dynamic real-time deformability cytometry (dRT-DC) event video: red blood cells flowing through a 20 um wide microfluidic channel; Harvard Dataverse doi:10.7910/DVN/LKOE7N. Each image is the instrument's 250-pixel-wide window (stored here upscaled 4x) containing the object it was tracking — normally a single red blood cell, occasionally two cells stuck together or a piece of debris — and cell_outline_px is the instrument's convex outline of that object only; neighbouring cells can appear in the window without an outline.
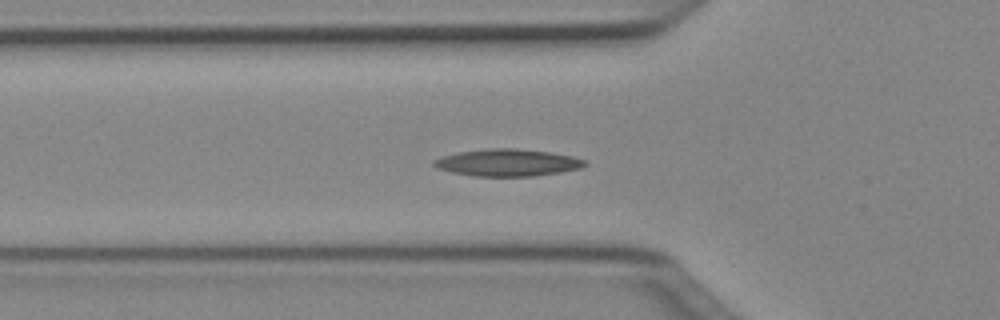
{"species": "Egyptian fruit bat (a non-hibernating species)", "species_latin": "Rousettus aegyptiacus", "temperature_condition": "cold", "stored_images_in_passage": 45, "segment_of_instrument_passage": [1, 2], "camera_frame_rate_fps": 3000, "um_per_image_px": 0.085, "animal": {"sex": "female"}, "frame": {"image": 1, "passage_image": 11, "time_ms": 3.333, "image_size_px": [1000, 320], "cell_outline_px": [[588, 164], [580, 168], [560, 172], [532, 176], [476, 176], [452, 172], [436, 168], [432, 164], [432, 160], [444, 156], [460, 152], [488, 148], [516, 148], [548, 152], [572, 156], [584, 160]], "centroid_in_image_um": [43.12, 13.82], "position_along_channel_um": 82.7, "area_um2": 23.64}}
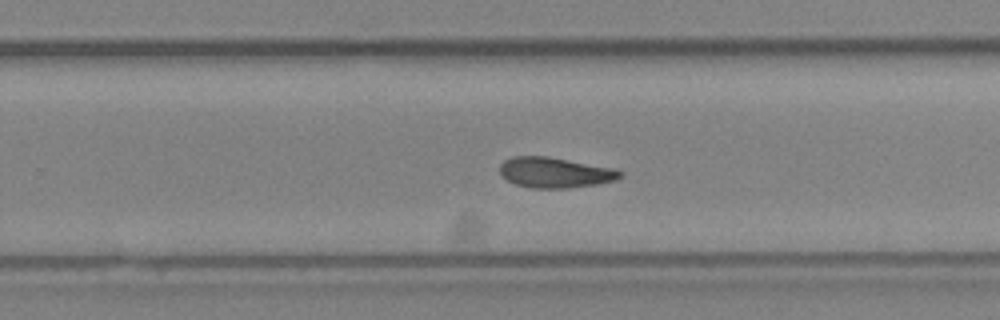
{"frame": {"image": 2, "passage_image": 26, "time_ms": 8.333, "image_size_px": [1000, 320], "cell_outline_px": [[624, 172], [616, 180], [600, 184], [568, 188], [532, 188], [516, 184], [500, 176], [500, 164], [504, 160], [512, 156], [548, 156], [616, 168]], "centroid_in_image_um": [47.19, 14.66], "position_along_channel_um": 282.6, "area_um2": 21.62}}
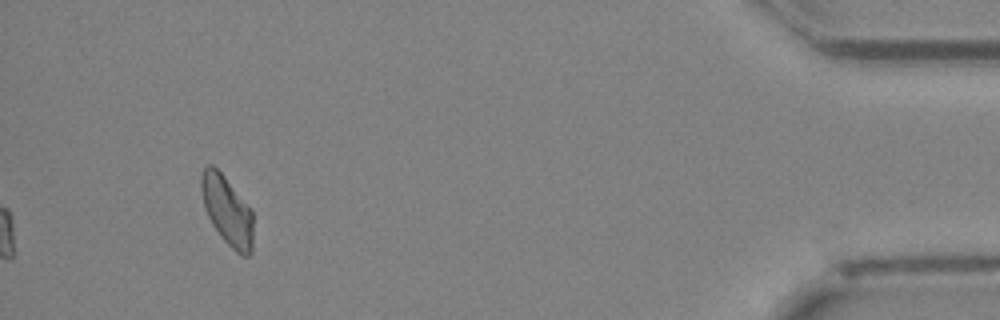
{"frame": {"image": 3, "passage_image": 41, "time_ms": 13.333, "image_size_px": [1000, 320], "cell_outline_px": [[252, 252], [248, 256], [240, 256], [224, 240], [212, 224], [204, 208], [200, 188], [200, 176], [204, 168], [208, 164], [212, 164], [224, 176], [252, 208]], "centroid_in_image_um": [19.3, 17.89], "position_along_channel_um": 415.9, "area_um2": 21.04}}